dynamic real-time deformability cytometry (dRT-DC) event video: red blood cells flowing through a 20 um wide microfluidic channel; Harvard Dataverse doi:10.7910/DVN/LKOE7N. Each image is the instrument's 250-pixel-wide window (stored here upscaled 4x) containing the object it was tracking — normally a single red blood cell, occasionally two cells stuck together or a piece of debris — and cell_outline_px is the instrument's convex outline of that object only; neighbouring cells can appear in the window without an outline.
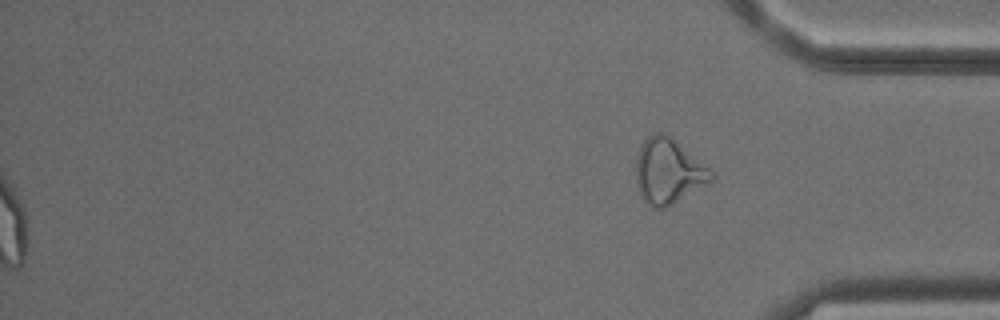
{"species": "common noctule bat (a hibernating species)", "species_latin": "Nyctalus noctula", "temperature_condition": "cold", "stored_images_in_passage": 54, "segment_of_instrument_passage": [2, 2], "camera_frame_rate_fps": 3000, "um_per_image_px": 0.085, "animal": {"sex": "male", "body_mass_g": 18.8}, "frame": {"image": 1, "passage_image": 54, "time_ms": 17.667, "image_size_px": [1000, 320], "cell_outline_px": [[716, 180], [664, 208], [652, 208], [640, 196], [636, 180], [636, 160], [640, 144], [648, 136], [656, 132], [660, 132], [668, 136], [712, 168], [716, 176]], "centroid_in_image_um": [56.84, 14.57], "position_along_channel_um": 378.4, "area_um2": 28.78}}